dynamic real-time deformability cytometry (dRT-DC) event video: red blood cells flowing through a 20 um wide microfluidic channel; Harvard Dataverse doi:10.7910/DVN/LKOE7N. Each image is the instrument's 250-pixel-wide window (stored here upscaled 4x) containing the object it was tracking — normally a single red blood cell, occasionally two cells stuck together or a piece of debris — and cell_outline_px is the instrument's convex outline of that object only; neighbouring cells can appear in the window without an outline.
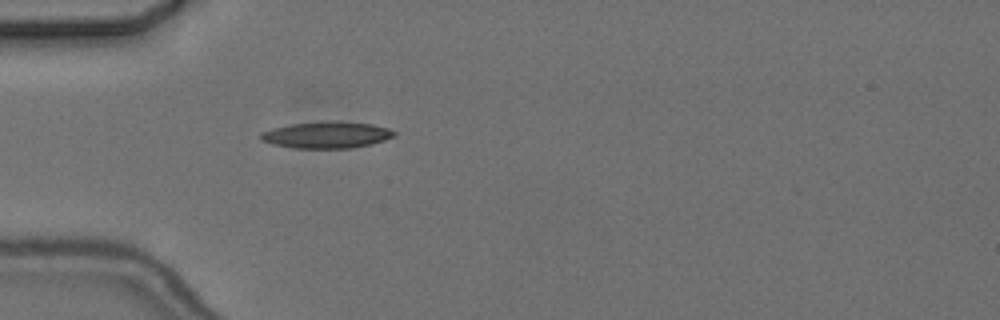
{"species": "common noctule bat (a hibernating species)", "species_latin": "Nyctalus noctula", "temperature_condition": "cold", "stored_images_in_passage": 1, "camera_frame_rate_fps": 3000, "um_per_image_px": 0.085, "animal": {"sex": "female", "body_mass_g": 24.6, "forearm_length_mm": 56.2}, "frame": {"image": 1, "passage_image": 1, "time_ms": 0.0, "image_size_px": [1000, 320], "cell_outline_px": [[396, 136], [372, 144], [352, 148], [292, 148], [272, 144], [260, 140], [260, 132], [272, 128], [292, 124], [324, 120], [340, 120], [372, 124], [388, 128], [396, 132]], "centroid_in_image_um": [27.77, 11.45], "position_along_channel_um": 57.2, "area_um2": 21.1}}